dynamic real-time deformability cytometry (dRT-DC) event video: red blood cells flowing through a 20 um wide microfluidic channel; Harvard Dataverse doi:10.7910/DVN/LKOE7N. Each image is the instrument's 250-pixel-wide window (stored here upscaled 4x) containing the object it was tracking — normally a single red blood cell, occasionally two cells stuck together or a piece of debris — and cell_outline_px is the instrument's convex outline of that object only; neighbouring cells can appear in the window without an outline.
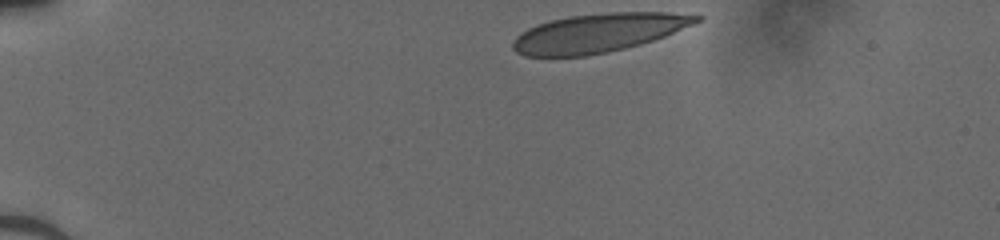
{"species": "human", "species_latin": "Homo sapiens", "temperature_condition": "cold", "stored_images_in_passage": 34, "camera_frame_rate_fps": 3000, "um_per_image_px": 0.085, "donor": {"sex": "male"}, "frame": {"image": 1, "passage_image": 1, "time_ms": 0.0, "image_size_px": [1000, 240], "cell_outline_px": [[704, 16], [700, 20], [692, 24], [664, 36], [640, 44], [608, 52], [588, 56], [524, 56], [516, 52], [512, 48], [512, 44], [516, 36], [520, 32], [536, 24], [568, 16], [608, 12], [668, 12]], "centroid_in_image_um": [50.82, 2.79], "position_along_channel_um": 34.2, "area_um2": 41.27}}
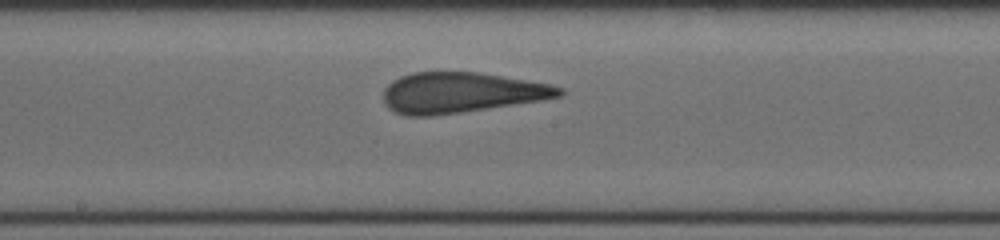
{"frame": {"image": 2, "passage_image": 19, "time_ms": 6.0, "image_size_px": [1000, 240], "cell_outline_px": [[564, 92], [560, 96], [540, 100], [460, 112], [432, 116], [408, 116], [396, 112], [388, 108], [384, 104], [384, 88], [392, 80], [400, 76], [412, 72], [476, 72], [548, 84], [564, 88]], "centroid_in_image_um": [39.12, 7.87], "position_along_channel_um": 209.1, "area_um2": 41.04}}
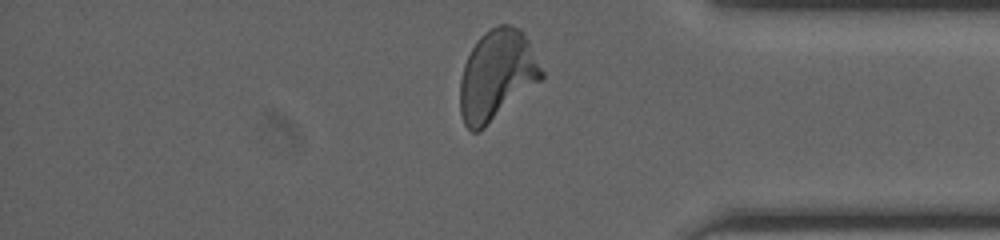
{"frame": {"image": 3, "passage_image": 33, "time_ms": 10.667, "image_size_px": [1000, 240], "cell_outline_px": [[544, 76], [540, 80], [480, 132], [472, 132], [464, 124], [460, 112], [460, 80], [464, 64], [472, 48], [480, 36], [484, 32], [496, 24], [508, 24], [520, 28], [524, 32], [544, 72]], "centroid_in_image_um": [42.22, 6.38], "position_along_channel_um": 393.0, "area_um2": 42.77}}